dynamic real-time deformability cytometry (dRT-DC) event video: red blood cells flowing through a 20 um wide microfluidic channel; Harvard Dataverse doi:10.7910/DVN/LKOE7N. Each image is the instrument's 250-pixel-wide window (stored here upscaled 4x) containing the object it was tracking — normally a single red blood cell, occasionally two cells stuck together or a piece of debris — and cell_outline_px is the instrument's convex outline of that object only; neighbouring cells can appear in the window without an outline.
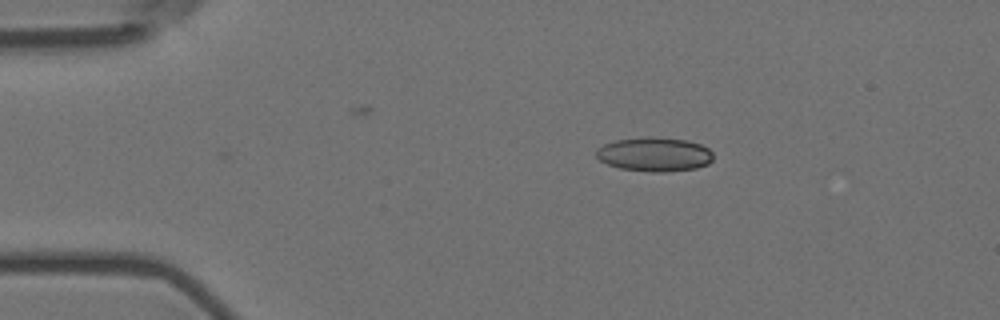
{"species": "Egyptian fruit bat (a non-hibernating species)", "species_latin": "Rousettus aegyptiacus", "temperature_condition": "room temperature", "stored_images_in_passage": 6, "camera_frame_rate_fps": 3000, "um_per_image_px": 0.085, "animal": {"sex": "female"}, "frame": {"image": 1, "passage_image": 6, "time_ms": 1.667, "image_size_px": [1000, 320], "cell_outline_px": [[712, 160], [708, 164], [696, 168], [664, 172], [652, 172], [620, 168], [608, 164], [600, 160], [596, 156], [596, 148], [604, 144], [616, 140], [648, 136], [688, 140], [700, 144], [708, 148], [712, 152]], "centroid_in_image_um": [55.63, 13.11], "position_along_channel_um": 29.4, "area_um2": 23.29}}